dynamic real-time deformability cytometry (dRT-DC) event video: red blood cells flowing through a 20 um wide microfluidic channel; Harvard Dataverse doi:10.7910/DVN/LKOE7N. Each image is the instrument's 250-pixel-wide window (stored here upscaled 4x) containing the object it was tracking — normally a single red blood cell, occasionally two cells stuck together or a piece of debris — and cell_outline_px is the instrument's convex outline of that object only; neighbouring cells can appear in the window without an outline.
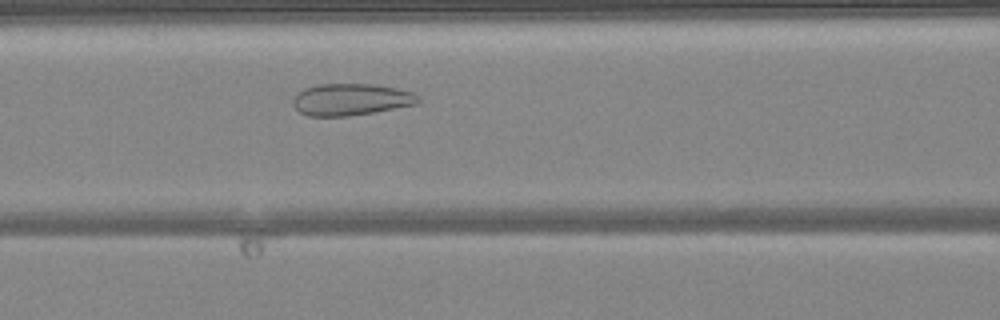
{"species": "common noctule bat (a hibernating species)", "species_latin": "Nyctalus noctula", "temperature_condition": "warm", "stored_images_in_passage": 33, "camera_frame_rate_fps": 3000, "um_per_image_px": 0.085, "animal": {"sex": "female", "body_mass_g": 24.6, "forearm_length_mm": 56.2}, "frame": {"image": 1, "passage_image": 10, "time_ms": 3.0, "image_size_px": [1000, 320], "cell_outline_px": [[420, 100], [416, 104], [372, 112], [348, 116], [308, 116], [300, 112], [292, 104], [292, 100], [304, 88], [316, 84], [372, 84], [396, 88], [412, 92], [420, 96]], "centroid_in_image_um": [29.82, 8.45], "position_along_channel_um": 136.8, "area_um2": 23.06}}
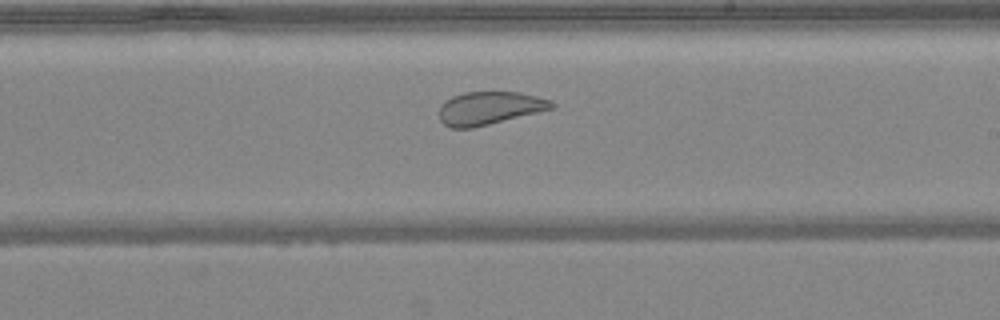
{"frame": {"image": 2, "passage_image": 18, "time_ms": 5.667, "image_size_px": [1000, 320], "cell_outline_px": [[556, 108], [472, 128], [452, 128], [444, 124], [440, 120], [440, 104], [444, 100], [452, 96], [464, 92], [520, 92], [552, 100], [556, 104]], "centroid_in_image_um": [41.62, 9.18], "position_along_channel_um": 247.4, "area_um2": 21.79}}
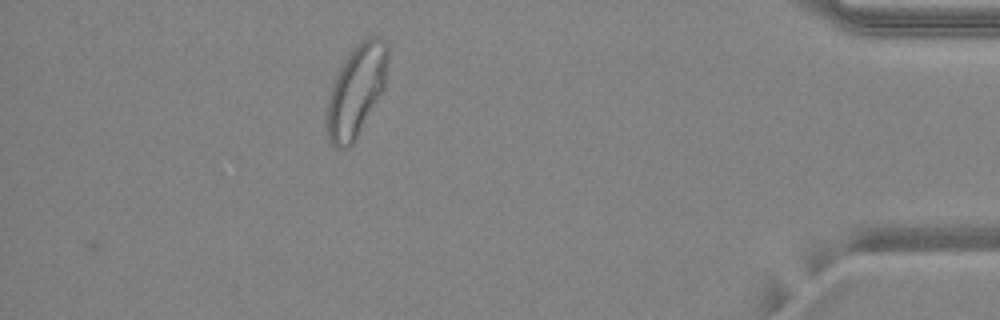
{"frame": {"image": 3, "passage_image": 33, "time_ms": 10.667, "image_size_px": [1000, 320], "cell_outline_px": [[388, 60], [384, 88], [356, 140], [348, 148], [336, 148], [328, 140], [328, 96], [332, 84], [340, 68], [348, 56], [368, 36], [376, 36], [384, 40], [388, 48]], "centroid_in_image_um": [30.3, 7.74], "position_along_channel_um": 404.9, "area_um2": 31.91}, "authors_computed_cell_mechanics": {"area_um2": 23.1778, "velocity_mm_per_s": 4.1628, "shape_relaxation_time_tau1_ms": null, "shape_relaxation_time_tau2_ms": 0.7671, "deformation_change_tau1": null, "deformation_change_tau2": 0.073}}